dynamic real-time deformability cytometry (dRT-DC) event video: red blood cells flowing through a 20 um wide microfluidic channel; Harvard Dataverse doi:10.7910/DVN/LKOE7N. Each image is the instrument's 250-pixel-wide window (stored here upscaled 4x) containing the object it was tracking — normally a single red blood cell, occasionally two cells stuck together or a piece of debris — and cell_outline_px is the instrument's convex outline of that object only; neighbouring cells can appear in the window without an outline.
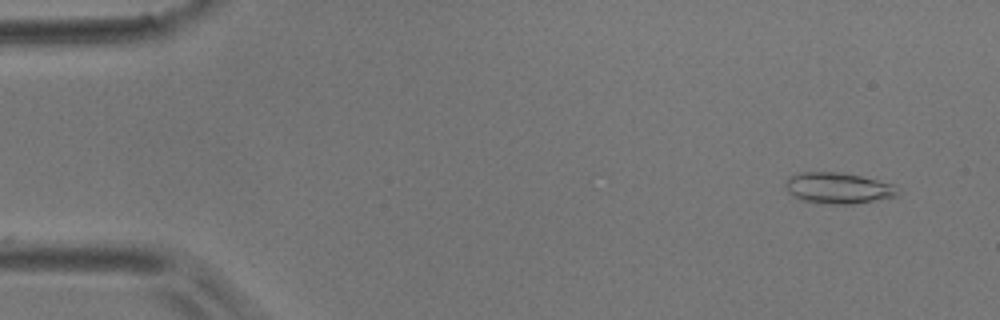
{"species": "common noctule bat (a hibernating species)", "species_latin": "Nyctalus noctula", "temperature_condition": "room temperature", "stored_images_in_passage": 39, "camera_frame_rate_fps": 3000, "um_per_image_px": 0.085, "animal": {"sex": "male", "body_mass_g": 17.9}, "frame": {"image": 1, "passage_image": 3, "time_ms": 0.667, "image_size_px": [1000, 320], "cell_outline_px": [[896, 196], [852, 204], [832, 204], [804, 200], [792, 196], [788, 192], [788, 180], [792, 176], [804, 172], [840, 172], [860, 176], [892, 184], [896, 192]], "centroid_in_image_um": [71.23, 15.99], "position_along_channel_um": 13.8, "area_um2": 19.54}}
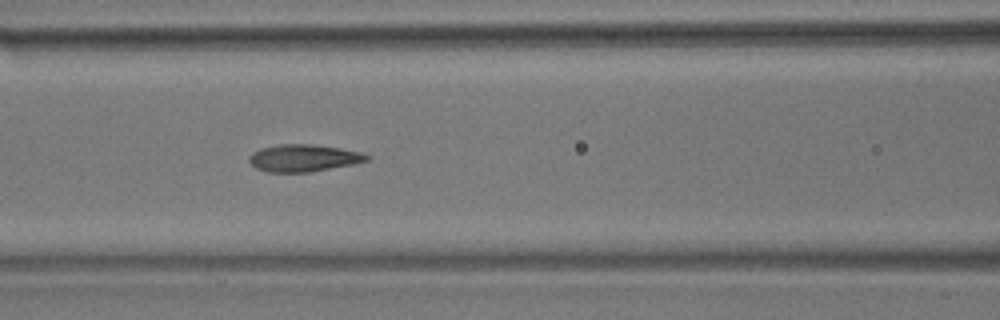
{"frame": {"image": 2, "passage_image": 22, "time_ms": 7.0, "image_size_px": [1000, 320], "cell_outline_px": [[368, 160], [352, 164], [308, 172], [268, 172], [256, 168], [248, 160], [248, 156], [252, 152], [260, 148], [280, 144], [312, 144], [340, 148], [360, 152], [368, 156]], "centroid_in_image_um": [25.74, 13.42], "position_along_channel_um": 140.9, "area_um2": 18.44}}
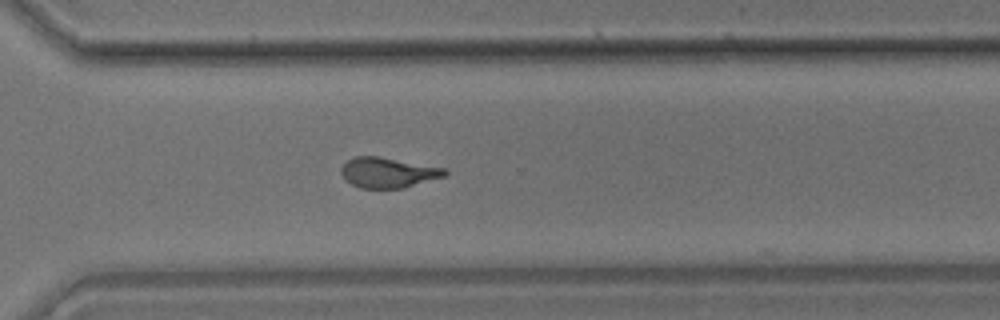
{"frame": {"image": 3, "passage_image": 38, "time_ms": 12.333, "image_size_px": [1000, 320], "cell_outline_px": [[448, 176], [404, 188], [360, 188], [344, 180], [340, 172], [340, 168], [348, 160], [356, 156], [380, 156], [448, 168]], "centroid_in_image_um": [33.04, 14.67], "position_along_channel_um": 337.6, "area_um2": 18.73}}